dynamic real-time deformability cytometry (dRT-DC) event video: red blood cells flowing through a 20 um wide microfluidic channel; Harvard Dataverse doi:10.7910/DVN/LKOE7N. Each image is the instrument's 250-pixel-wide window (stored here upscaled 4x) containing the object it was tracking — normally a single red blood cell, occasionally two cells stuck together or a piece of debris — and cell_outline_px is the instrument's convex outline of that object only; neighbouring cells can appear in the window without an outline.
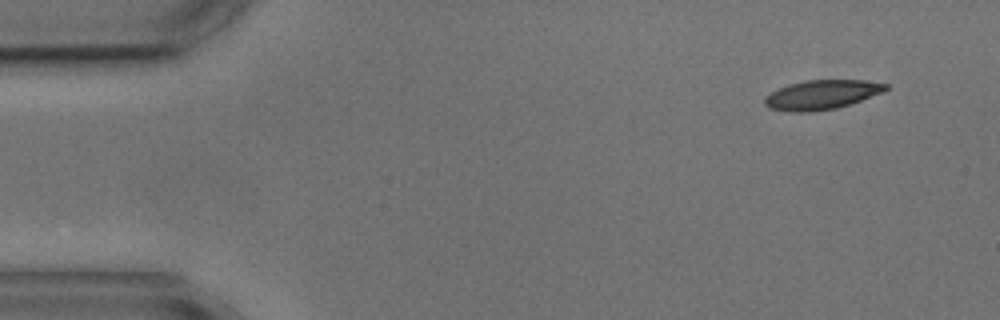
{"species": "common noctule bat (a hibernating species)", "species_latin": "Nyctalus noctula", "temperature_condition": "cold", "stored_images_in_passage": 4, "camera_frame_rate_fps": 3000, "um_per_image_px": 0.085, "animal": {"sex": "male", "body_mass_g": 17.9, "forearm_length_mm": 54.2}, "frame": {"image": 1, "passage_image": 1, "time_ms": 0.0, "image_size_px": [1000, 320], "cell_outline_px": [[888, 88], [884, 92], [836, 108], [812, 112], [792, 112], [768, 108], [764, 104], [764, 96], [788, 84], [804, 80], [864, 80], [888, 84]], "centroid_in_image_um": [69.82, 8.05], "position_along_channel_um": 15.2, "area_um2": 20.69}}
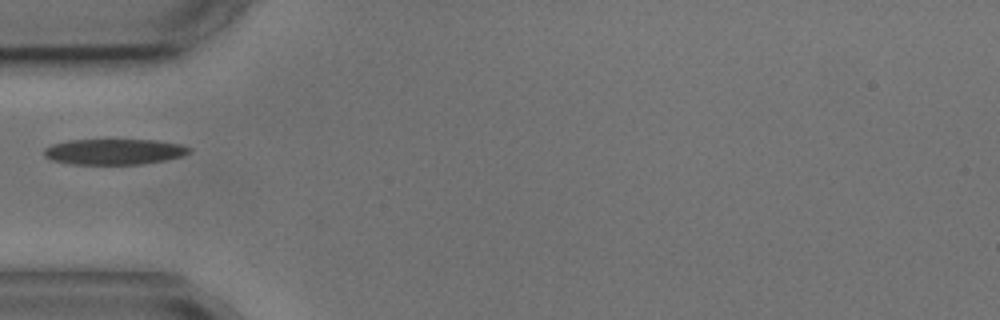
{"frame": {"image": 2, "passage_image": 4, "time_ms": 4.333, "image_size_px": [1000, 320], "cell_outline_px": [[192, 148], [188, 152], [180, 156], [164, 160], [140, 164], [72, 164], [52, 160], [44, 156], [44, 148], [52, 144], [68, 140], [160, 140], [180, 144]], "centroid_in_image_um": [9.67, 12.89], "position_along_channel_um": 75.3, "area_um2": 21.62}}